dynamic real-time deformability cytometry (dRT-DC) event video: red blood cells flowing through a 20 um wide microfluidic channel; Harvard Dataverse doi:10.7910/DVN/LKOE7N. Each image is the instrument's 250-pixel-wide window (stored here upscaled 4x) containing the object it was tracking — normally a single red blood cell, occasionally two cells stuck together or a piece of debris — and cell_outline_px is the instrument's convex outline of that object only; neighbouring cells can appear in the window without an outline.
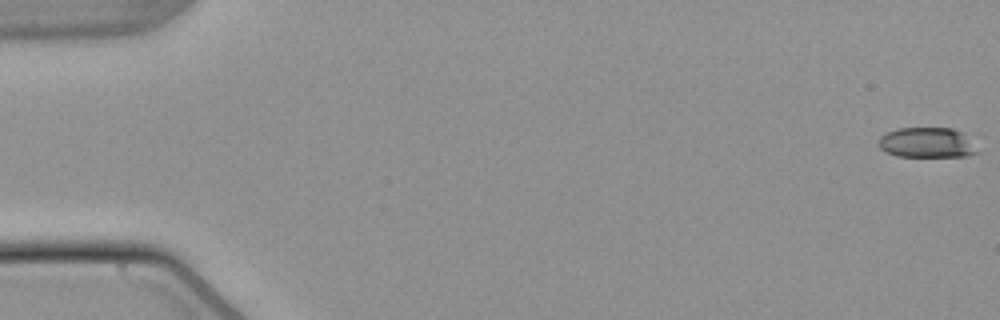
{"species": "common noctule bat (a hibernating species)", "species_latin": "Nyctalus noctula", "temperature_condition": "warm", "stored_images_in_passage": 55, "camera_frame_rate_fps": 3000, "um_per_image_px": 0.085, "animal": {"sex": "male", "body_mass_g": 21.5, "forearm_length_mm": 52.0}, "frame": {"image": 1, "passage_image": 1, "time_ms": 0.0, "image_size_px": [1000, 320], "cell_outline_px": [[976, 152], [968, 156], [896, 156], [884, 152], [880, 148], [880, 136], [888, 132], [900, 128], [952, 128], [964, 132]], "centroid_in_image_um": [78.75, 12.12], "position_along_channel_um": 6.3, "area_um2": 17.05}}
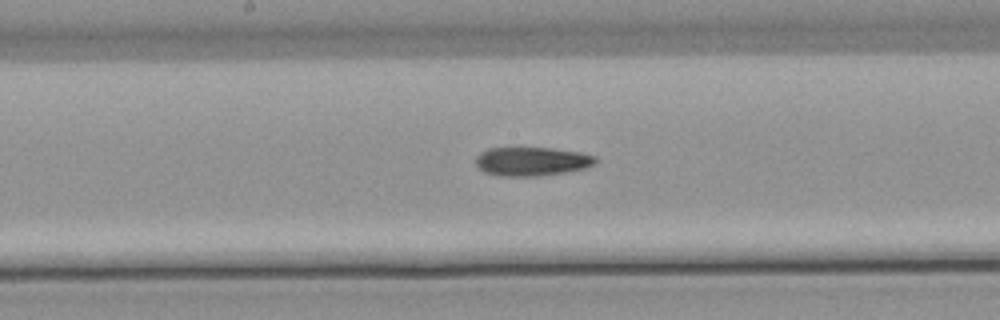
{"frame": {"image": 2, "passage_image": 29, "time_ms": 9.333, "image_size_px": [1000, 320], "cell_outline_px": [[596, 160], [592, 164], [584, 168], [564, 172], [536, 176], [500, 176], [484, 172], [476, 164], [476, 156], [480, 152], [488, 148], [552, 148], [580, 152], [596, 156]], "centroid_in_image_um": [45.17, 13.71], "position_along_channel_um": 203.0, "area_um2": 19.94}}
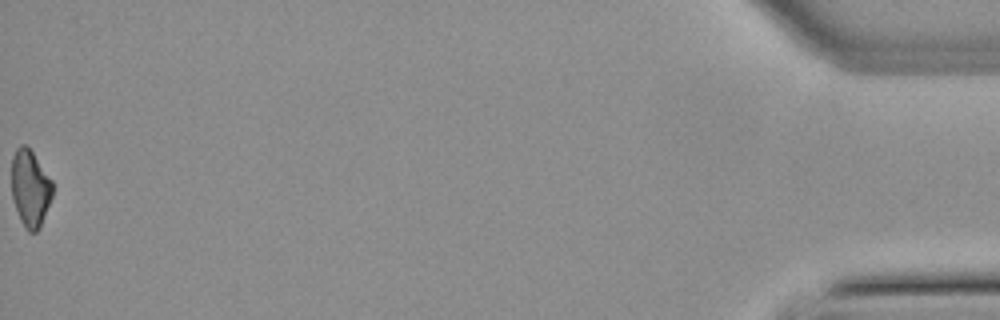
{"frame": {"image": 3, "passage_image": 55, "time_ms": 18.0, "image_size_px": [1000, 320], "cell_outline_px": [[52, 196], [40, 228], [36, 232], [28, 232], [24, 228], [20, 220], [12, 196], [12, 156], [16, 148], [20, 144], [24, 144], [32, 152], [52, 180]], "centroid_in_image_um": [2.56, 16.02], "position_along_channel_um": 432.6, "area_um2": 18.26}}